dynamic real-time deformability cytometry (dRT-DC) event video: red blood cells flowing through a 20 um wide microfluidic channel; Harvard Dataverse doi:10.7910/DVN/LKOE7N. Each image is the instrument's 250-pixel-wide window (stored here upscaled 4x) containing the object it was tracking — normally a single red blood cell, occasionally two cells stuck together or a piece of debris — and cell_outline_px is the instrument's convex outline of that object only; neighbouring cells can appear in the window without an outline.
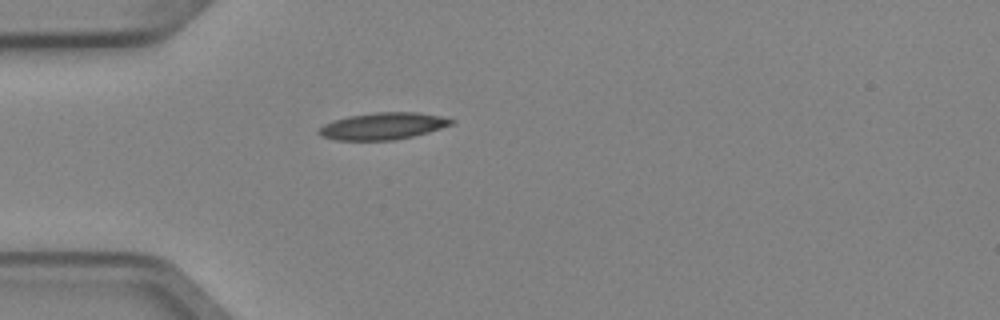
{"species": "Egyptian fruit bat (a non-hibernating species)", "species_latin": "Rousettus aegyptiacus", "temperature_condition": "cold", "stored_images_in_passage": 1, "camera_frame_rate_fps": 3000, "um_per_image_px": 0.085, "animal": {"sex": "female"}, "frame": {"image": 1, "passage_image": 1, "time_ms": 0.0, "image_size_px": [1000, 320], "cell_outline_px": [[456, 120], [452, 124], [428, 132], [412, 136], [392, 140], [336, 140], [320, 136], [316, 132], [324, 124], [332, 120], [348, 116], [372, 112], [416, 112], [440, 116]], "centroid_in_image_um": [32.5, 10.71], "position_along_channel_um": 52.5, "area_um2": 20.75}}